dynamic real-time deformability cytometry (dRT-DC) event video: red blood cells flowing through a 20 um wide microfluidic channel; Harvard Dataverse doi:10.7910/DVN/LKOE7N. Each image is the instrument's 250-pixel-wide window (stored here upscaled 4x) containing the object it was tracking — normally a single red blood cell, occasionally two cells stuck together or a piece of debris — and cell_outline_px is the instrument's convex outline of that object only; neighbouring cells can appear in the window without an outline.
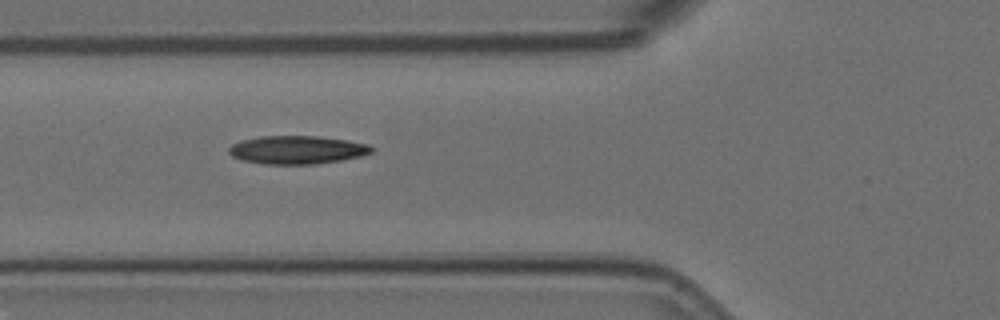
{"species": "Egyptian fruit bat (a non-hibernating species)", "species_latin": "Rousettus aegyptiacus", "temperature_condition": "room temperature", "stored_images_in_passage": 6, "camera_frame_rate_fps": 3000, "um_per_image_px": 0.085, "animal": {"sex": "female"}, "frame": {"image": 1, "passage_image": 2, "time_ms": 0.333, "image_size_px": [1000, 320], "cell_outline_px": [[372, 152], [360, 156], [340, 160], [316, 164], [264, 164], [240, 160], [232, 156], [228, 152], [228, 148], [232, 144], [240, 140], [260, 136], [316, 136], [348, 140], [368, 144], [372, 148]], "centroid_in_image_um": [25.2, 12.73], "position_along_channel_um": 100.6, "area_um2": 23.52}}
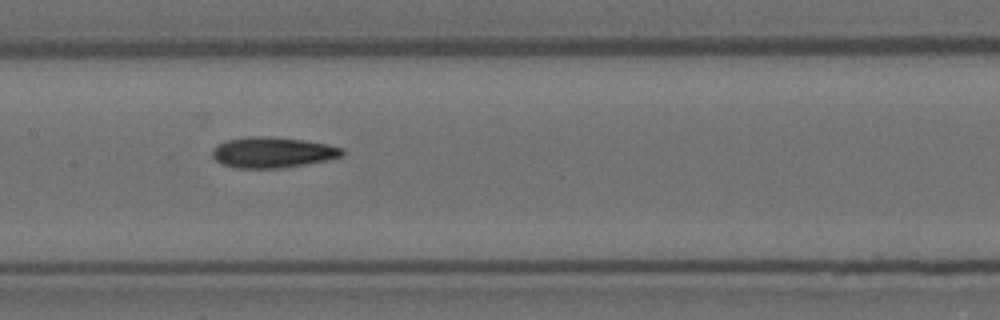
{"frame": {"image": 2, "passage_image": 4, "time_ms": 1.0, "image_size_px": [1000, 320], "cell_outline_px": [[344, 152], [340, 156], [328, 160], [284, 168], [236, 168], [220, 164], [212, 156], [212, 148], [228, 140], [248, 136], [268, 136], [304, 140], [328, 144], [344, 148]], "centroid_in_image_um": [23.17, 12.96], "position_along_channel_um": 184.2, "area_um2": 23.35}}
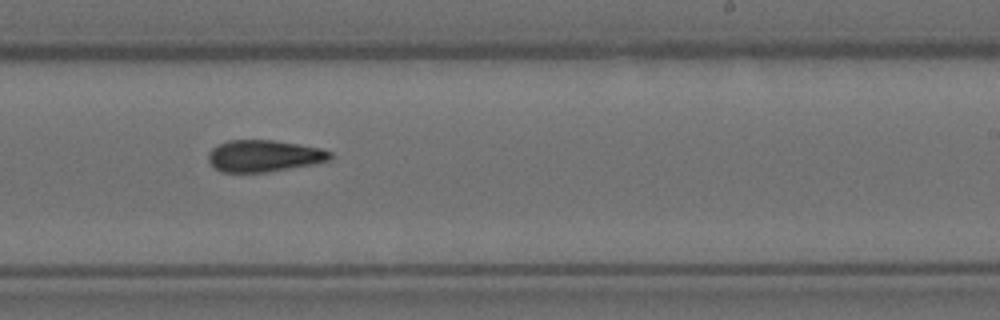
{"frame": {"image": 3, "passage_image": 6, "time_ms": 1.667, "image_size_px": [1000, 320], "cell_outline_px": [[332, 160], [312, 164], [268, 172], [220, 172], [208, 160], [208, 152], [212, 148], [228, 140], [272, 140], [320, 148], [332, 152]], "centroid_in_image_um": [22.44, 13.25], "position_along_channel_um": 266.6, "area_um2": 22.43}}